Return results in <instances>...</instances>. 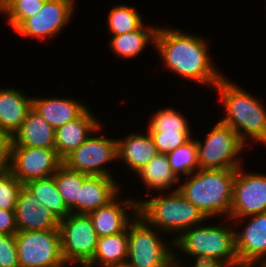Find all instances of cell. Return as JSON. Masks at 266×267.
<instances>
[{
	"mask_svg": "<svg viewBox=\"0 0 266 267\" xmlns=\"http://www.w3.org/2000/svg\"><path fill=\"white\" fill-rule=\"evenodd\" d=\"M176 28H157L154 50L158 52L163 69L185 81L213 89L226 74L215 66L208 39L206 41L203 35Z\"/></svg>",
	"mask_w": 266,
	"mask_h": 267,
	"instance_id": "obj_1",
	"label": "cell"
},
{
	"mask_svg": "<svg viewBox=\"0 0 266 267\" xmlns=\"http://www.w3.org/2000/svg\"><path fill=\"white\" fill-rule=\"evenodd\" d=\"M212 90L217 92L218 104L225 114L218 121L236 131L248 147L253 140V144L257 142L266 148V106L262 100L227 75Z\"/></svg>",
	"mask_w": 266,
	"mask_h": 267,
	"instance_id": "obj_2",
	"label": "cell"
},
{
	"mask_svg": "<svg viewBox=\"0 0 266 267\" xmlns=\"http://www.w3.org/2000/svg\"><path fill=\"white\" fill-rule=\"evenodd\" d=\"M227 220L222 219L216 223L209 218V223L205 221L183 231L173 241L174 261H183L187 256L188 261L191 257L190 260H215L232 267H241L235 247V229Z\"/></svg>",
	"mask_w": 266,
	"mask_h": 267,
	"instance_id": "obj_3",
	"label": "cell"
},
{
	"mask_svg": "<svg viewBox=\"0 0 266 267\" xmlns=\"http://www.w3.org/2000/svg\"><path fill=\"white\" fill-rule=\"evenodd\" d=\"M235 175L231 169H198L179 179L178 191L208 219H228Z\"/></svg>",
	"mask_w": 266,
	"mask_h": 267,
	"instance_id": "obj_4",
	"label": "cell"
},
{
	"mask_svg": "<svg viewBox=\"0 0 266 267\" xmlns=\"http://www.w3.org/2000/svg\"><path fill=\"white\" fill-rule=\"evenodd\" d=\"M151 193L137 199L138 215L174 241L183 231L201 225L208 218L178 190ZM146 196L147 199H146Z\"/></svg>",
	"mask_w": 266,
	"mask_h": 267,
	"instance_id": "obj_5",
	"label": "cell"
},
{
	"mask_svg": "<svg viewBox=\"0 0 266 267\" xmlns=\"http://www.w3.org/2000/svg\"><path fill=\"white\" fill-rule=\"evenodd\" d=\"M167 236L137 214L128 225V256L125 265L174 267L173 240Z\"/></svg>",
	"mask_w": 266,
	"mask_h": 267,
	"instance_id": "obj_6",
	"label": "cell"
},
{
	"mask_svg": "<svg viewBox=\"0 0 266 267\" xmlns=\"http://www.w3.org/2000/svg\"><path fill=\"white\" fill-rule=\"evenodd\" d=\"M206 135L202 141L194 137L197 145L198 169L236 170L244 165L242 152H245L248 146L230 126L217 121Z\"/></svg>",
	"mask_w": 266,
	"mask_h": 267,
	"instance_id": "obj_7",
	"label": "cell"
},
{
	"mask_svg": "<svg viewBox=\"0 0 266 267\" xmlns=\"http://www.w3.org/2000/svg\"><path fill=\"white\" fill-rule=\"evenodd\" d=\"M103 123L82 143L63 159V164L88 176H109L113 172L108 164L117 163V137L102 135ZM98 132L100 133L98 135Z\"/></svg>",
	"mask_w": 266,
	"mask_h": 267,
	"instance_id": "obj_8",
	"label": "cell"
},
{
	"mask_svg": "<svg viewBox=\"0 0 266 267\" xmlns=\"http://www.w3.org/2000/svg\"><path fill=\"white\" fill-rule=\"evenodd\" d=\"M58 230L66 265L85 266L92 259L98 241L88 214H68L60 220Z\"/></svg>",
	"mask_w": 266,
	"mask_h": 267,
	"instance_id": "obj_9",
	"label": "cell"
},
{
	"mask_svg": "<svg viewBox=\"0 0 266 267\" xmlns=\"http://www.w3.org/2000/svg\"><path fill=\"white\" fill-rule=\"evenodd\" d=\"M19 267H66L59 230L17 231Z\"/></svg>",
	"mask_w": 266,
	"mask_h": 267,
	"instance_id": "obj_10",
	"label": "cell"
},
{
	"mask_svg": "<svg viewBox=\"0 0 266 267\" xmlns=\"http://www.w3.org/2000/svg\"><path fill=\"white\" fill-rule=\"evenodd\" d=\"M76 0H45L40 11L27 18L14 32L31 40L56 39L75 15ZM72 18V19H71Z\"/></svg>",
	"mask_w": 266,
	"mask_h": 267,
	"instance_id": "obj_11",
	"label": "cell"
},
{
	"mask_svg": "<svg viewBox=\"0 0 266 267\" xmlns=\"http://www.w3.org/2000/svg\"><path fill=\"white\" fill-rule=\"evenodd\" d=\"M236 169L229 220L266 212V173Z\"/></svg>",
	"mask_w": 266,
	"mask_h": 267,
	"instance_id": "obj_12",
	"label": "cell"
},
{
	"mask_svg": "<svg viewBox=\"0 0 266 267\" xmlns=\"http://www.w3.org/2000/svg\"><path fill=\"white\" fill-rule=\"evenodd\" d=\"M228 221L236 229L235 247L239 265L257 267L266 260V212Z\"/></svg>",
	"mask_w": 266,
	"mask_h": 267,
	"instance_id": "obj_13",
	"label": "cell"
},
{
	"mask_svg": "<svg viewBox=\"0 0 266 267\" xmlns=\"http://www.w3.org/2000/svg\"><path fill=\"white\" fill-rule=\"evenodd\" d=\"M62 164L55 149L12 146L10 172L23 185L53 176Z\"/></svg>",
	"mask_w": 266,
	"mask_h": 267,
	"instance_id": "obj_14",
	"label": "cell"
},
{
	"mask_svg": "<svg viewBox=\"0 0 266 267\" xmlns=\"http://www.w3.org/2000/svg\"><path fill=\"white\" fill-rule=\"evenodd\" d=\"M88 214L98 237L124 232L138 214V196H121ZM126 197V198H125ZM122 199V200H121Z\"/></svg>",
	"mask_w": 266,
	"mask_h": 267,
	"instance_id": "obj_15",
	"label": "cell"
},
{
	"mask_svg": "<svg viewBox=\"0 0 266 267\" xmlns=\"http://www.w3.org/2000/svg\"><path fill=\"white\" fill-rule=\"evenodd\" d=\"M17 231L58 230L60 219L23 185L15 206Z\"/></svg>",
	"mask_w": 266,
	"mask_h": 267,
	"instance_id": "obj_16",
	"label": "cell"
},
{
	"mask_svg": "<svg viewBox=\"0 0 266 267\" xmlns=\"http://www.w3.org/2000/svg\"><path fill=\"white\" fill-rule=\"evenodd\" d=\"M158 154L146 128L145 131H132L125 137L117 138V161L122 162L120 164H124L126 171H131L134 175Z\"/></svg>",
	"mask_w": 266,
	"mask_h": 267,
	"instance_id": "obj_17",
	"label": "cell"
},
{
	"mask_svg": "<svg viewBox=\"0 0 266 267\" xmlns=\"http://www.w3.org/2000/svg\"><path fill=\"white\" fill-rule=\"evenodd\" d=\"M88 107L78 118L55 130V150L63 160L101 125V119ZM99 118V119H98Z\"/></svg>",
	"mask_w": 266,
	"mask_h": 267,
	"instance_id": "obj_18",
	"label": "cell"
},
{
	"mask_svg": "<svg viewBox=\"0 0 266 267\" xmlns=\"http://www.w3.org/2000/svg\"><path fill=\"white\" fill-rule=\"evenodd\" d=\"M116 180L109 176H87L79 193L78 214H89L112 201L124 188Z\"/></svg>",
	"mask_w": 266,
	"mask_h": 267,
	"instance_id": "obj_19",
	"label": "cell"
},
{
	"mask_svg": "<svg viewBox=\"0 0 266 267\" xmlns=\"http://www.w3.org/2000/svg\"><path fill=\"white\" fill-rule=\"evenodd\" d=\"M80 98L32 97V107L56 130L78 118L89 106Z\"/></svg>",
	"mask_w": 266,
	"mask_h": 267,
	"instance_id": "obj_20",
	"label": "cell"
},
{
	"mask_svg": "<svg viewBox=\"0 0 266 267\" xmlns=\"http://www.w3.org/2000/svg\"><path fill=\"white\" fill-rule=\"evenodd\" d=\"M55 135V129L31 107L12 136V146L55 149Z\"/></svg>",
	"mask_w": 266,
	"mask_h": 267,
	"instance_id": "obj_21",
	"label": "cell"
},
{
	"mask_svg": "<svg viewBox=\"0 0 266 267\" xmlns=\"http://www.w3.org/2000/svg\"><path fill=\"white\" fill-rule=\"evenodd\" d=\"M32 107V97L19 88L0 87V129L12 136Z\"/></svg>",
	"mask_w": 266,
	"mask_h": 267,
	"instance_id": "obj_22",
	"label": "cell"
},
{
	"mask_svg": "<svg viewBox=\"0 0 266 267\" xmlns=\"http://www.w3.org/2000/svg\"><path fill=\"white\" fill-rule=\"evenodd\" d=\"M146 23L137 30L120 35H111L108 42L109 48L113 52L111 54L119 59L132 60V58L136 59L139 54H142L150 44L154 47L158 25H147Z\"/></svg>",
	"mask_w": 266,
	"mask_h": 267,
	"instance_id": "obj_23",
	"label": "cell"
},
{
	"mask_svg": "<svg viewBox=\"0 0 266 267\" xmlns=\"http://www.w3.org/2000/svg\"><path fill=\"white\" fill-rule=\"evenodd\" d=\"M136 174L134 177H139V182L147 189L145 195L151 194L150 191L155 193L178 190V186L175 185H179V178L172 171L167 154L159 153Z\"/></svg>",
	"mask_w": 266,
	"mask_h": 267,
	"instance_id": "obj_24",
	"label": "cell"
},
{
	"mask_svg": "<svg viewBox=\"0 0 266 267\" xmlns=\"http://www.w3.org/2000/svg\"><path fill=\"white\" fill-rule=\"evenodd\" d=\"M128 256V228L121 233L98 237L92 259L86 267H115L126 264Z\"/></svg>",
	"mask_w": 266,
	"mask_h": 267,
	"instance_id": "obj_25",
	"label": "cell"
},
{
	"mask_svg": "<svg viewBox=\"0 0 266 267\" xmlns=\"http://www.w3.org/2000/svg\"><path fill=\"white\" fill-rule=\"evenodd\" d=\"M24 186L40 201V203L54 213L60 220L71 212L67 209L63 197L60 195L53 176L31 180Z\"/></svg>",
	"mask_w": 266,
	"mask_h": 267,
	"instance_id": "obj_26",
	"label": "cell"
},
{
	"mask_svg": "<svg viewBox=\"0 0 266 267\" xmlns=\"http://www.w3.org/2000/svg\"><path fill=\"white\" fill-rule=\"evenodd\" d=\"M123 3V4H122ZM111 6L107 13L108 34L120 35L139 29L145 22L143 14L136 8L122 2Z\"/></svg>",
	"mask_w": 266,
	"mask_h": 267,
	"instance_id": "obj_27",
	"label": "cell"
},
{
	"mask_svg": "<svg viewBox=\"0 0 266 267\" xmlns=\"http://www.w3.org/2000/svg\"><path fill=\"white\" fill-rule=\"evenodd\" d=\"M88 175L71 170L62 164L53 175L57 189L63 197L67 209L78 214V199L84 179Z\"/></svg>",
	"mask_w": 266,
	"mask_h": 267,
	"instance_id": "obj_28",
	"label": "cell"
},
{
	"mask_svg": "<svg viewBox=\"0 0 266 267\" xmlns=\"http://www.w3.org/2000/svg\"><path fill=\"white\" fill-rule=\"evenodd\" d=\"M185 116L178 108L163 107L148 117L146 129L149 132H192L190 121Z\"/></svg>",
	"mask_w": 266,
	"mask_h": 267,
	"instance_id": "obj_29",
	"label": "cell"
},
{
	"mask_svg": "<svg viewBox=\"0 0 266 267\" xmlns=\"http://www.w3.org/2000/svg\"><path fill=\"white\" fill-rule=\"evenodd\" d=\"M45 0H0V14L14 32L27 18L37 14Z\"/></svg>",
	"mask_w": 266,
	"mask_h": 267,
	"instance_id": "obj_30",
	"label": "cell"
},
{
	"mask_svg": "<svg viewBox=\"0 0 266 267\" xmlns=\"http://www.w3.org/2000/svg\"><path fill=\"white\" fill-rule=\"evenodd\" d=\"M167 157L172 171L179 179L182 178V175L183 177L189 176L198 170V153L194 138L167 153Z\"/></svg>",
	"mask_w": 266,
	"mask_h": 267,
	"instance_id": "obj_31",
	"label": "cell"
},
{
	"mask_svg": "<svg viewBox=\"0 0 266 267\" xmlns=\"http://www.w3.org/2000/svg\"><path fill=\"white\" fill-rule=\"evenodd\" d=\"M23 184L10 171L0 173V208L15 210L18 193Z\"/></svg>",
	"mask_w": 266,
	"mask_h": 267,
	"instance_id": "obj_32",
	"label": "cell"
},
{
	"mask_svg": "<svg viewBox=\"0 0 266 267\" xmlns=\"http://www.w3.org/2000/svg\"><path fill=\"white\" fill-rule=\"evenodd\" d=\"M158 153L167 154L193 138V132H149Z\"/></svg>",
	"mask_w": 266,
	"mask_h": 267,
	"instance_id": "obj_33",
	"label": "cell"
},
{
	"mask_svg": "<svg viewBox=\"0 0 266 267\" xmlns=\"http://www.w3.org/2000/svg\"><path fill=\"white\" fill-rule=\"evenodd\" d=\"M0 267H19L15 234H0Z\"/></svg>",
	"mask_w": 266,
	"mask_h": 267,
	"instance_id": "obj_34",
	"label": "cell"
},
{
	"mask_svg": "<svg viewBox=\"0 0 266 267\" xmlns=\"http://www.w3.org/2000/svg\"><path fill=\"white\" fill-rule=\"evenodd\" d=\"M12 145V135L0 129V173L10 171Z\"/></svg>",
	"mask_w": 266,
	"mask_h": 267,
	"instance_id": "obj_35",
	"label": "cell"
},
{
	"mask_svg": "<svg viewBox=\"0 0 266 267\" xmlns=\"http://www.w3.org/2000/svg\"><path fill=\"white\" fill-rule=\"evenodd\" d=\"M17 224L15 210L0 208V234H16Z\"/></svg>",
	"mask_w": 266,
	"mask_h": 267,
	"instance_id": "obj_36",
	"label": "cell"
},
{
	"mask_svg": "<svg viewBox=\"0 0 266 267\" xmlns=\"http://www.w3.org/2000/svg\"><path fill=\"white\" fill-rule=\"evenodd\" d=\"M185 260L187 259H184L183 261H174V267H232L231 265L215 260H192L193 262H191V264L188 260L186 263Z\"/></svg>",
	"mask_w": 266,
	"mask_h": 267,
	"instance_id": "obj_37",
	"label": "cell"
},
{
	"mask_svg": "<svg viewBox=\"0 0 266 267\" xmlns=\"http://www.w3.org/2000/svg\"><path fill=\"white\" fill-rule=\"evenodd\" d=\"M257 267H266V260L262 261Z\"/></svg>",
	"mask_w": 266,
	"mask_h": 267,
	"instance_id": "obj_38",
	"label": "cell"
},
{
	"mask_svg": "<svg viewBox=\"0 0 266 267\" xmlns=\"http://www.w3.org/2000/svg\"><path fill=\"white\" fill-rule=\"evenodd\" d=\"M66 267H73L72 265H67ZM77 267H86V266H77Z\"/></svg>",
	"mask_w": 266,
	"mask_h": 267,
	"instance_id": "obj_39",
	"label": "cell"
},
{
	"mask_svg": "<svg viewBox=\"0 0 266 267\" xmlns=\"http://www.w3.org/2000/svg\"><path fill=\"white\" fill-rule=\"evenodd\" d=\"M115 267H128L127 265H122V266H115Z\"/></svg>",
	"mask_w": 266,
	"mask_h": 267,
	"instance_id": "obj_40",
	"label": "cell"
}]
</instances>
